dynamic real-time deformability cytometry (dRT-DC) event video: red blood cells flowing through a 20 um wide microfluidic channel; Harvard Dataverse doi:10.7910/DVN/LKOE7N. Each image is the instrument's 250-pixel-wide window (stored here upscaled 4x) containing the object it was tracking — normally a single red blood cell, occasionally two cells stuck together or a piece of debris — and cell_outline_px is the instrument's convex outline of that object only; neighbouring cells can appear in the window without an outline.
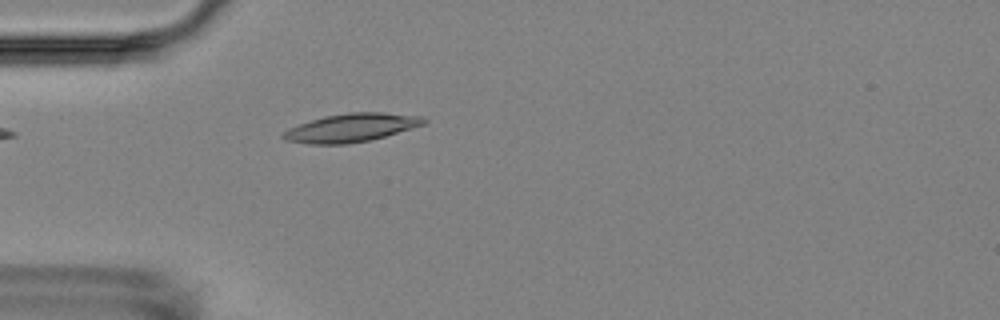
{"species": "Egyptian fruit bat (a non-hibernating species)", "species_latin": "Rousettus aegyptiacus", "temperature_condition": "room temperature", "stored_images_in_passage": 3, "camera_frame_rate_fps": 3000, "um_per_image_px": 0.085, "animal": {"sex": "female"}, "frame": {"image": 1, "passage_image": 3, "time_ms": 2.667, "image_size_px": [1000, 320], "cell_outline_px": [[428, 120], [424, 124], [372, 140], [348, 144], [308, 144], [284, 140], [280, 136], [288, 128], [324, 116], [348, 112], [384, 112], [424, 116]], "centroid_in_image_um": [29.86, 10.85], "position_along_channel_um": 55.1, "area_um2": 23.35}}